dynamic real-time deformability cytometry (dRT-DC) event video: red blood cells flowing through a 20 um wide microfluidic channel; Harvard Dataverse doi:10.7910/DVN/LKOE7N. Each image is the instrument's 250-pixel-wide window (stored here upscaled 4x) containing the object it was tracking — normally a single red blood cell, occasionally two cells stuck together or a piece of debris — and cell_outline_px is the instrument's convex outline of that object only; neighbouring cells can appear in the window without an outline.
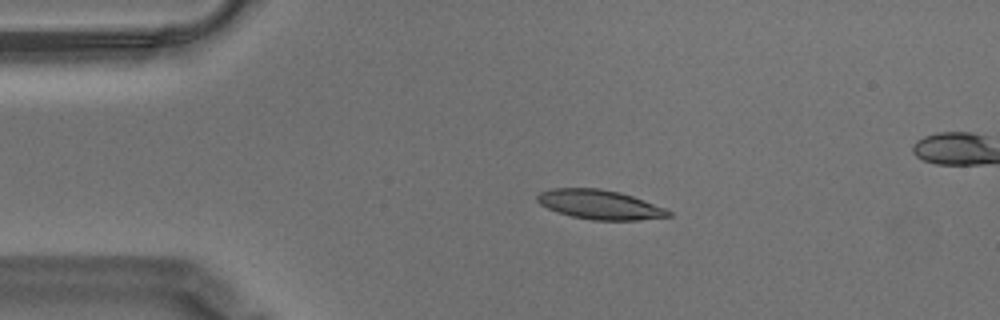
{"species": "Egyptian fruit bat (a non-hibernating species)", "species_latin": "Rousettus aegyptiacus", "temperature_condition": "warm", "stored_images_in_passage": 57, "camera_frame_rate_fps": 3000, "um_per_image_px": 0.085, "animal": {"sex": "male"}, "frame": {"image": 1, "passage_image": 11, "time_ms": 3.333, "image_size_px": [1000, 320], "cell_outline_px": [[672, 216], [636, 220], [592, 220], [572, 216], [556, 212], [540, 204], [536, 200], [536, 196], [540, 192], [552, 188], [600, 188], [620, 192], [668, 208], [672, 212]], "centroid_in_image_um": [51.0, 17.39], "position_along_channel_um": 34.0, "area_um2": 22.6}}
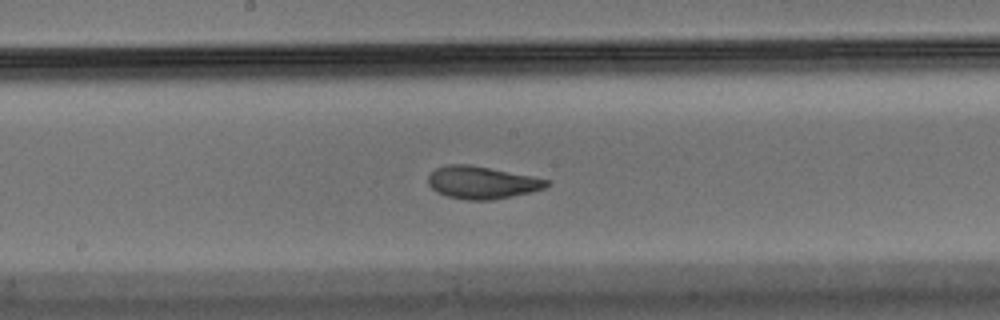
{"frame": {"image": 2, "passage_image": 29, "time_ms": 9.333, "image_size_px": [1000, 320], "cell_outline_px": [[548, 184], [544, 188], [512, 196], [488, 200], [468, 200], [448, 196], [436, 192], [428, 184], [428, 176], [436, 168], [448, 164], [468, 164], [532, 176], [548, 180]], "centroid_in_image_um": [40.91, 15.51], "position_along_channel_um": 207.3, "area_um2": 22.08}}
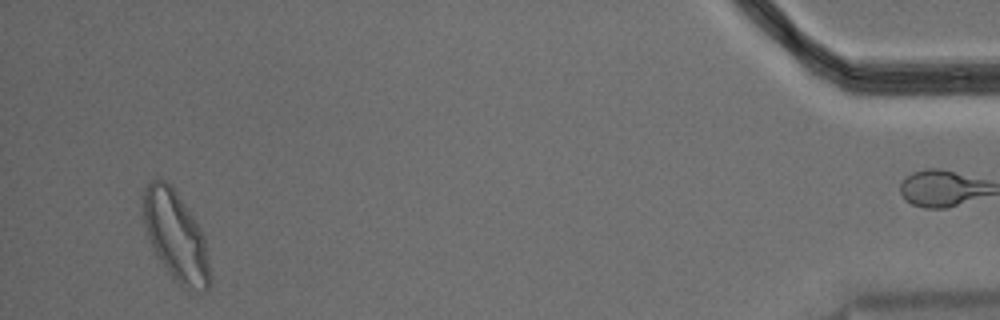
{"frame": {"image": 3, "passage_image": 54, "time_ms": 17.667, "image_size_px": [1000, 320], "cell_outline_px": [[208, 288], [204, 292], [192, 296], [172, 276], [152, 248], [144, 224], [144, 188], [152, 180], [164, 180], [176, 192], [200, 228], [204, 236], [208, 264]], "centroid_in_image_um": [14.95, 20.14], "position_along_channel_um": 420.3, "area_um2": 33.99}, "authors_computed_cell_mechanics": {"area_um2": 22.3108, "velocity_mm_per_s": 3.5035, "shape_relaxation_time_tau1_ms": 4.5867, "shape_relaxation_time_tau2_ms": 1.4291, "deformation_change_tau1": 0.1586, "deformation_change_tau2": 0.0782}}